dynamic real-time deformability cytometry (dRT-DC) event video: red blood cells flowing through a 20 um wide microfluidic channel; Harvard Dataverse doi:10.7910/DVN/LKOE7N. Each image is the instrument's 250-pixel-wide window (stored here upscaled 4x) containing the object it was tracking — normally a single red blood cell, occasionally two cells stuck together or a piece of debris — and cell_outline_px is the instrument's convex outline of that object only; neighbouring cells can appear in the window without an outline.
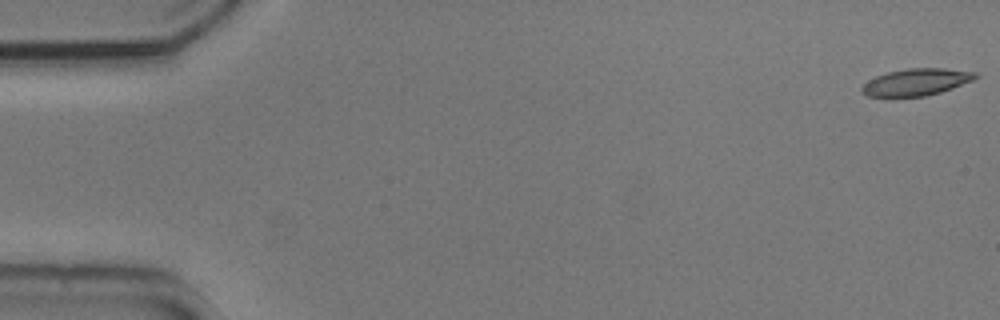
{"species": "common noctule bat (a hibernating species)", "species_latin": "Nyctalus noctula", "temperature_condition": "cold", "stored_images_in_passage": 54, "camera_frame_rate_fps": 3000, "um_per_image_px": 0.085, "animal": {"sex": "male", "body_mass_g": 20.5, "forearm_length_mm": 52.5}, "frame": {"image": 1, "passage_image": 1, "time_ms": 0.0, "image_size_px": [1000, 320], "cell_outline_px": [[980, 76], [972, 80], [952, 88], [940, 92], [924, 96], [888, 100], [868, 96], [860, 88], [868, 80], [876, 76], [888, 72], [908, 68], [944, 68], [976, 72]], "centroid_in_image_um": [77.82, 7.02], "position_along_channel_um": 7.2, "area_um2": 18.38}}
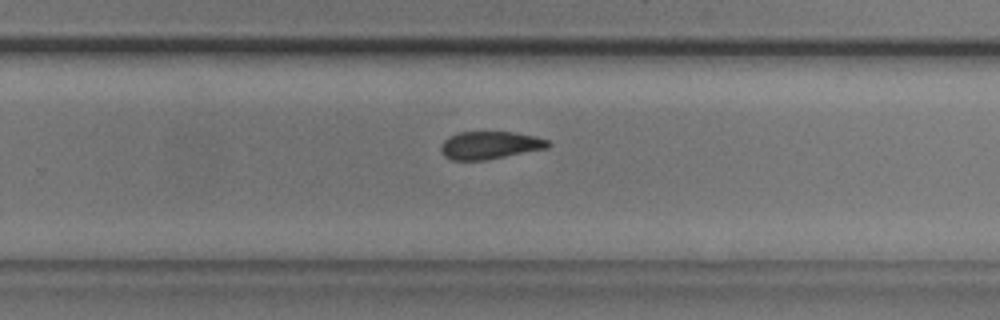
{"frame": {"image": 2, "passage_image": 35, "time_ms": 11.333, "image_size_px": [1000, 320], "cell_outline_px": [[552, 144], [548, 148], [488, 160], [452, 160], [444, 156], [440, 152], [440, 144], [448, 136], [460, 132], [512, 132], [536, 136], [548, 140]], "centroid_in_image_um": [41.63, 12.35], "position_along_channel_um": 288.2, "area_um2": 17.57}}
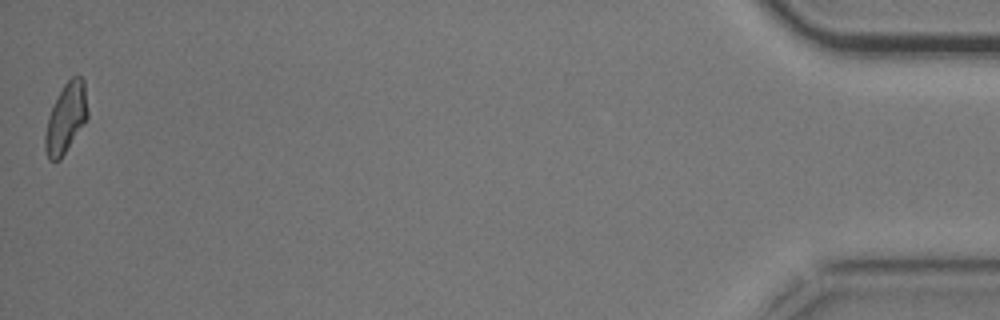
{"frame": {"image": 3, "passage_image": 54, "time_ms": 17.667, "image_size_px": [1000, 320], "cell_outline_px": [[88, 116], [60, 160], [48, 160], [44, 148], [44, 136], [48, 116], [64, 84], [72, 76], [80, 76], [84, 80], [88, 112]], "centroid_in_image_um": [5.59, 10.04], "position_along_channel_um": 429.6, "area_um2": 16.99}, "authors_computed_cell_mechanics": {"area_um2": 17.9469, "velocity_mm_per_s": 3.7436, "shape_relaxation_time_tau1_ms": null, "shape_relaxation_time_tau2_ms": 2.8652, "deformation_change_tau1": null, "deformation_change_tau2": 0.0937}}